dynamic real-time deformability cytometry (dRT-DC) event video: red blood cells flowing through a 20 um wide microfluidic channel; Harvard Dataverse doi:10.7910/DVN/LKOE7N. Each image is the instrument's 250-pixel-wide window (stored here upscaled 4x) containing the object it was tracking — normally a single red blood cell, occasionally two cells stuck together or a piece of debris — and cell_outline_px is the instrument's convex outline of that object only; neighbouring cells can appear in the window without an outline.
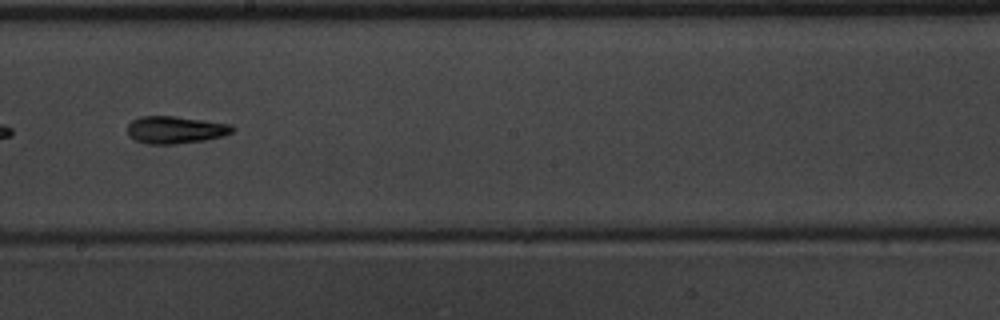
{"species": "common noctule bat (a hibernating species)", "species_latin": "Nyctalus noctula", "temperature_condition": "warm", "stored_images_in_passage": 51, "camera_frame_rate_fps": 3000, "um_per_image_px": 0.085, "animal": {"sex": "male", "body_mass_g": 20.1, "forearm_length_mm": 53.5}, "frame": {"image": 1, "passage_image": 30, "time_ms": 9.667, "image_size_px": [1000, 320], "cell_outline_px": [[236, 128], [232, 132], [224, 136], [204, 140], [172, 144], [152, 144], [136, 140], [128, 136], [128, 124], [132, 120], [140, 116], [176, 116], [232, 124]], "centroid_in_image_um": [14.93, 11.02], "position_along_channel_um": 233.3, "area_um2": 16.76}}
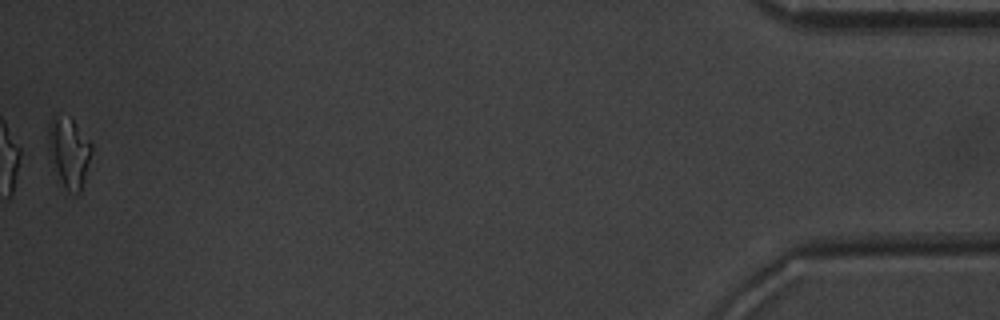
{"frame": {"image": 2, "passage_image": 51, "time_ms": 16.667, "image_size_px": [1000, 320], "cell_outline_px": [[92, 148], [84, 180], [80, 192], [76, 196], [68, 192], [64, 188], [48, 148], [48, 124], [52, 116], [72, 120], [92, 144]], "centroid_in_image_um": [5.87, 12.98], "position_along_channel_um": 429.3, "area_um2": 16.99}, "authors_computed_cell_mechanics": {"area_um2": 16.5308, "velocity_mm_per_s": 4.0061, "shape_relaxation_time_tau1_ms": 4.4643, "shape_relaxation_time_tau2_ms": 4.4843, "deformation_change_tau1": 0.161, "deformation_change_tau2": 0.1414}}